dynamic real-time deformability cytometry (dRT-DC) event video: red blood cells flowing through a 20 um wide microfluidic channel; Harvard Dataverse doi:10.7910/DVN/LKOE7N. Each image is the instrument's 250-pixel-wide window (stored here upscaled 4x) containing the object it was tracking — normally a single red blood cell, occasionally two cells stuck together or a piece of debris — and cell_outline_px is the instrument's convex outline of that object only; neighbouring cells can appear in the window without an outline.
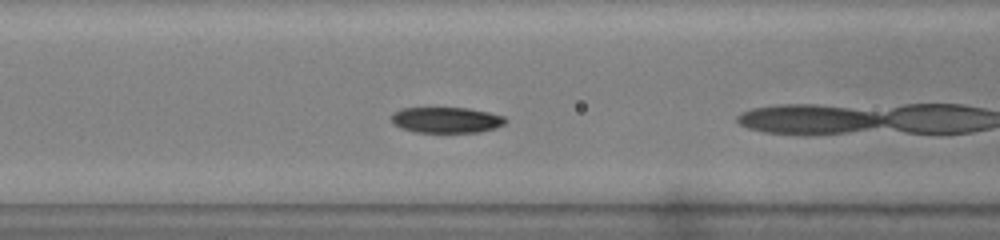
{"species": "common noctule bat (a hibernating species)", "species_latin": "Nyctalus noctula", "temperature_condition": "warm", "stored_images_in_passage": 6, "camera_frame_rate_fps": 3000, "um_per_image_px": 0.085, "animal": {"sex": "male", "body_mass_g": 19.0, "forearm_length_mm": 50.8}, "frame": {"image": 1, "passage_image": 5, "time_ms": 1.333, "image_size_px": [1000, 240], "cell_outline_px": [[508, 120], [504, 124], [496, 128], [476, 132], [416, 132], [400, 128], [392, 120], [392, 116], [396, 112], [404, 108], [468, 108], [488, 112], [504, 116]], "centroid_in_image_um": [37.99, 10.2], "position_along_channel_um": 128.6, "area_um2": 16.94}}